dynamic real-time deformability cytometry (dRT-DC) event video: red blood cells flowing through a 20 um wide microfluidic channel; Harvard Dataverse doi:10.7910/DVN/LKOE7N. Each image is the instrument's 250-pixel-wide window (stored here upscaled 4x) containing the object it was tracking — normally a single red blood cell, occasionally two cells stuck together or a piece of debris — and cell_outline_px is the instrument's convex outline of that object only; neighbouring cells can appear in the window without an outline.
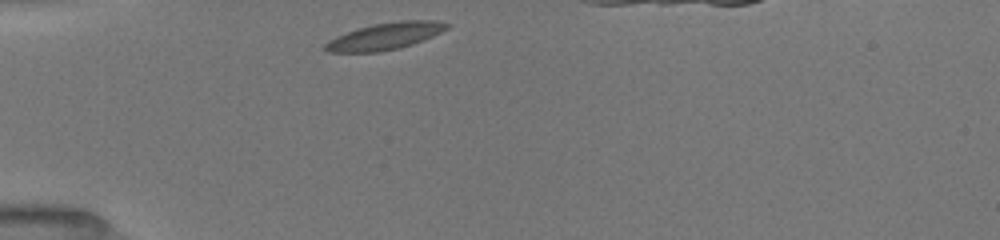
{"species": "common noctule bat (a hibernating species)", "species_latin": "Nyctalus noctula", "temperature_condition": "room temperature", "stored_images_in_passage": 6, "segment_of_instrument_passage": [1, 2], "camera_frame_rate_fps": 3000, "um_per_image_px": 0.085, "animal": {"sex": "female", "body_mass_g": 19.5, "forearm_length_mm": 54.1}, "frame": {"image": 1, "passage_image": 1, "time_ms": 0.0, "image_size_px": [1000, 240], "cell_outline_px": [[452, 24], [448, 28], [432, 36], [412, 44], [400, 48], [380, 52], [328, 52], [324, 48], [324, 44], [328, 40], [336, 36], [360, 28], [376, 24], [400, 20], [436, 20]], "centroid_in_image_um": [32.75, 3.08], "position_along_channel_um": 52.2, "area_um2": 18.9}}
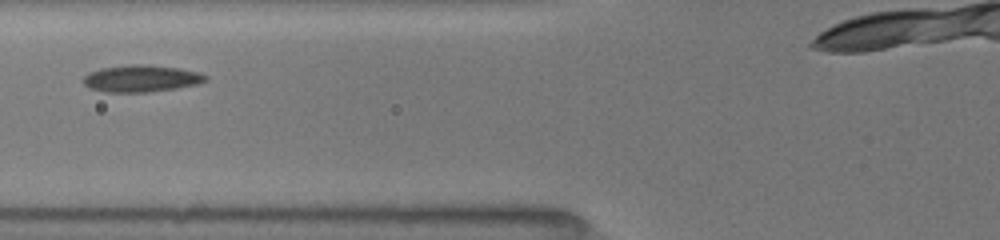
{"frame": {"image": 2, "passage_image": 4, "time_ms": 2.0, "image_size_px": [1000, 240], "cell_outline_px": [[208, 80], [196, 84], [176, 88], [148, 92], [104, 92], [88, 88], [84, 84], [84, 76], [88, 72], [100, 68], [128, 64], [148, 64], [180, 68], [196, 72], [208, 76]], "centroid_in_image_um": [11.97, 6.66], "position_along_channel_um": 113.8, "area_um2": 19.31}}